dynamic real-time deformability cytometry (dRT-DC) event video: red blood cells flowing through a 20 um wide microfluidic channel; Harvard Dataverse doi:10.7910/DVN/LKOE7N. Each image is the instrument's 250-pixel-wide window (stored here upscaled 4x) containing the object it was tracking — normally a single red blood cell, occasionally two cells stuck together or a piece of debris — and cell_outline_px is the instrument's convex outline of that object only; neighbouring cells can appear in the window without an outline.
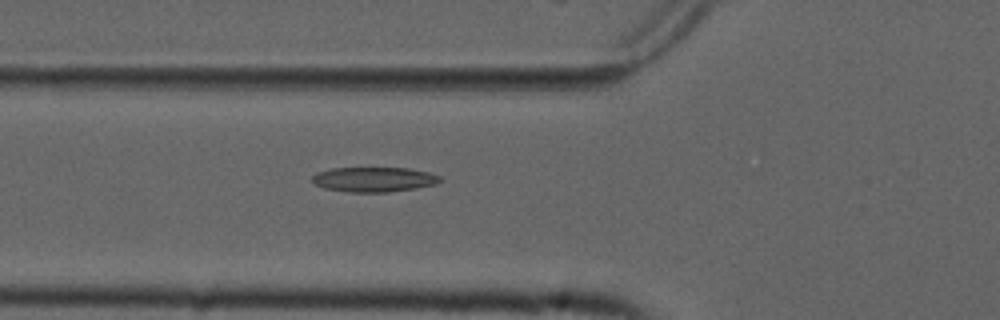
{"species": "common noctule bat (a hibernating species)", "species_latin": "Nyctalus noctula", "temperature_condition": "cold", "stored_images_in_passage": 2, "camera_frame_rate_fps": 3000, "um_per_image_px": 0.085, "animal": {"sex": "male", "forearm_length_mm": 52.5}, "frame": {"image": 1, "passage_image": 2, "time_ms": 0.333, "image_size_px": [1000, 320], "cell_outline_px": [[444, 180], [436, 184], [416, 188], [388, 192], [348, 192], [324, 188], [316, 184], [312, 180], [312, 176], [316, 172], [332, 168], [408, 168], [428, 172], [440, 176]], "centroid_in_image_um": [31.8, 15.25], "position_along_channel_um": 94.0, "area_um2": 18.55}}